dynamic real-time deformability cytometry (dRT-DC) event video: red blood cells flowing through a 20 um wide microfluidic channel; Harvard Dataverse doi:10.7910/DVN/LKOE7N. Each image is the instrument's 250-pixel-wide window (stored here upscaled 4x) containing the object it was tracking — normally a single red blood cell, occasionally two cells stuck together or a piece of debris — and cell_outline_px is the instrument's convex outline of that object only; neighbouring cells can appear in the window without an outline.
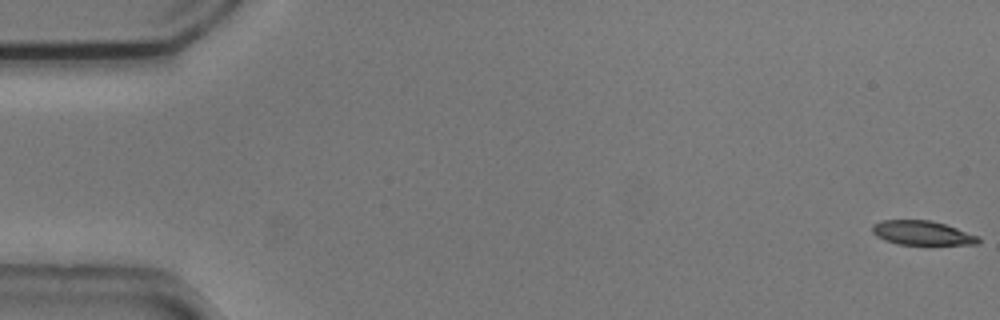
{"species": "common noctule bat (a hibernating species)", "species_latin": "Nyctalus noctula", "temperature_condition": "cold", "stored_images_in_passage": 55, "camera_frame_rate_fps": 3000, "um_per_image_px": 0.085, "animal": {"sex": "male", "body_mass_g": 20.5, "forearm_length_mm": 52.5}, "frame": {"image": 1, "passage_image": 1, "time_ms": 0.0, "image_size_px": [1000, 320], "cell_outline_px": [[980, 244], [896, 244], [884, 240], [876, 236], [872, 232], [872, 224], [880, 220], [932, 220], [980, 236]], "centroid_in_image_um": [78.36, 19.79], "position_along_channel_um": 6.6, "area_um2": 15.03}}
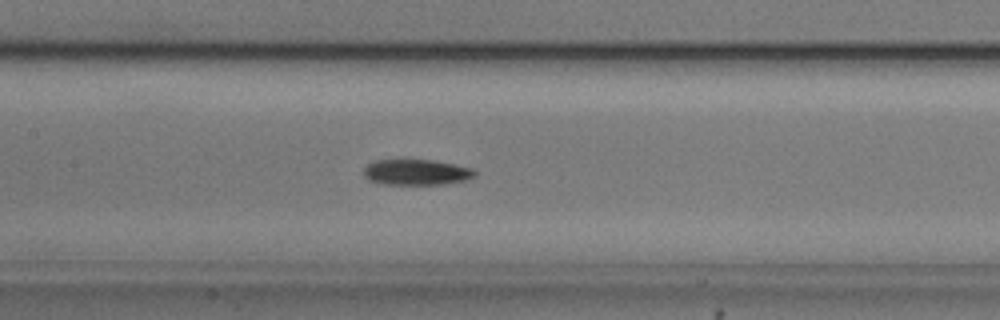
{"frame": {"image": 2, "passage_image": 26, "time_ms": 8.333, "image_size_px": [1000, 320], "cell_outline_px": [[476, 176], [468, 180], [444, 184], [384, 184], [368, 180], [364, 176], [364, 168], [368, 164], [376, 160], [436, 160], [472, 168], [476, 172]], "centroid_in_image_um": [35.43, 14.64], "position_along_channel_um": 172.0, "area_um2": 16.7}}
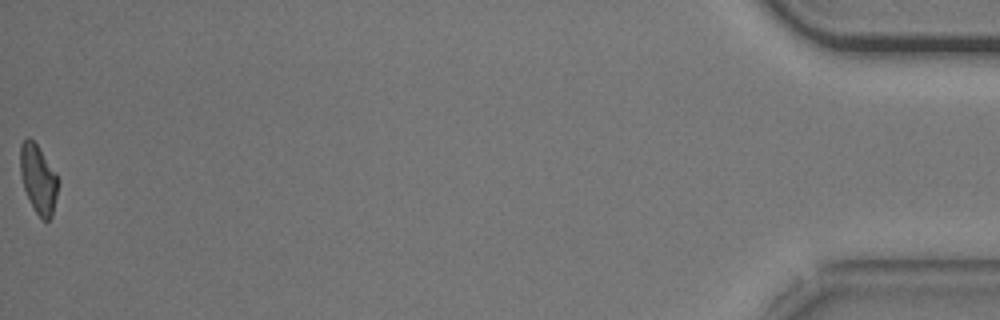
{"frame": {"image": 3, "passage_image": 55, "time_ms": 18.0, "image_size_px": [1000, 320], "cell_outline_px": [[60, 184], [52, 216], [48, 220], [44, 220], [36, 212], [24, 188], [20, 176], [20, 144], [28, 136], [36, 144], [56, 172], [60, 180]], "centroid_in_image_um": [3.28, 15.2], "position_along_channel_um": 431.9, "area_um2": 15.2}, "authors_computed_cell_mechanics": {"area_um2": 16.4152, "velocity_mm_per_s": 3.7293, "shape_relaxation_time_tau1_ms": 3.3197, "shape_relaxation_time_tau2_ms": null, "deformation_change_tau1": 0.1249, "deformation_change_tau2": null}}